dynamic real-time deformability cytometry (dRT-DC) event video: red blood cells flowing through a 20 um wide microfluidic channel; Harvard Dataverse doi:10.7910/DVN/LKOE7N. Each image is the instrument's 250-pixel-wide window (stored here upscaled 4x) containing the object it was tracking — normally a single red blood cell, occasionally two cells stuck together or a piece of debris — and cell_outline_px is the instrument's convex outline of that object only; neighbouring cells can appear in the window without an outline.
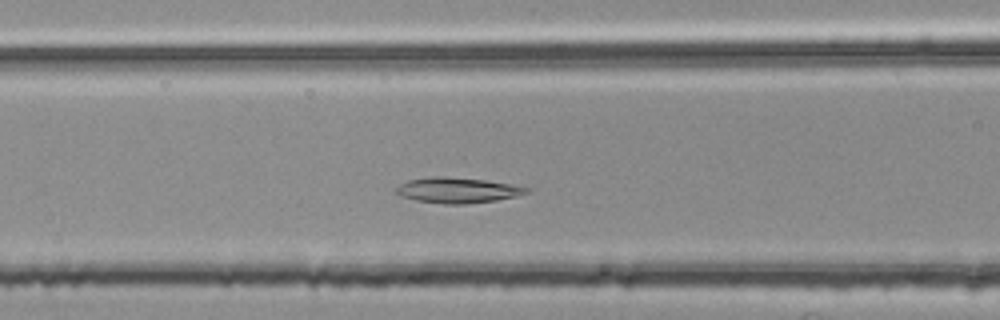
{"species": "common noctule bat (a hibernating species)", "species_latin": "Nyctalus noctula", "temperature_condition": "room temperature", "stored_images_in_passage": 43, "camera_frame_rate_fps": 3000, "um_per_image_px": 0.085, "animal": {"sex": "female", "body_mass_g": 25.1}, "frame": {"image": 1, "passage_image": 15, "time_ms": 4.667, "image_size_px": [1000, 320], "cell_outline_px": [[532, 188], [528, 192], [516, 196], [496, 200], [464, 204], [444, 204], [416, 200], [400, 196], [396, 192], [396, 188], [400, 184], [408, 180], [432, 176], [444, 176], [484, 180]], "centroid_in_image_um": [38.86, 16.17], "position_along_channel_um": 127.7, "area_um2": 19.19}}
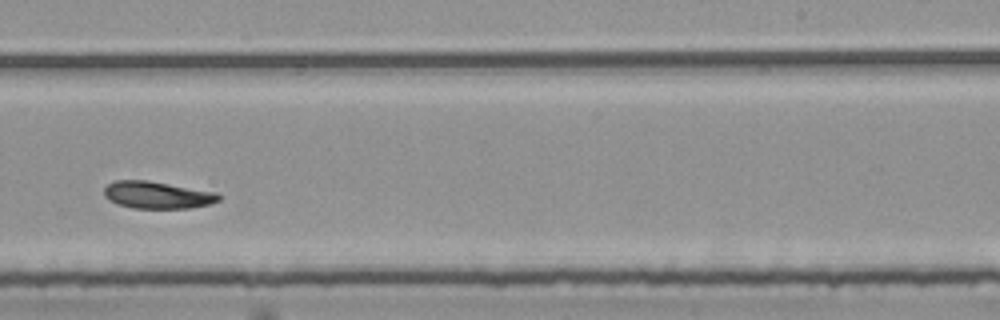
{"frame": {"image": 2, "passage_image": 27, "time_ms": 8.667, "image_size_px": [1000, 320], "cell_outline_px": [[224, 196], [220, 200], [208, 204], [188, 208], [132, 208], [116, 204], [108, 200], [104, 196], [104, 188], [112, 180], [148, 180], [216, 192]], "centroid_in_image_um": [13.35, 16.57], "position_along_channel_um": 275.7, "area_um2": 18.32}}
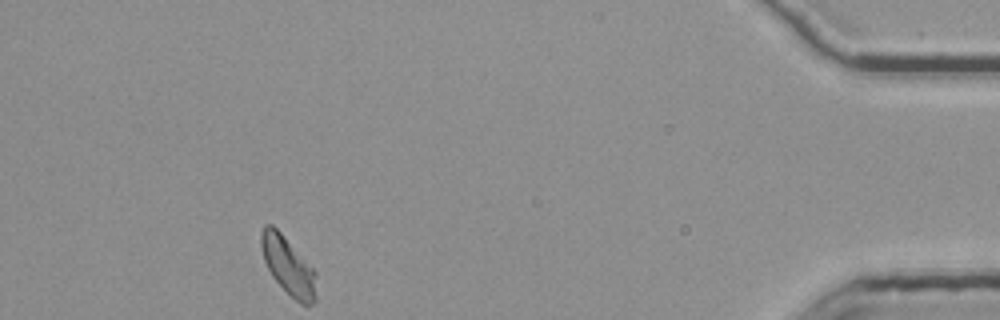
{"frame": {"image": 3, "passage_image": 43, "time_ms": 14.0, "image_size_px": [1000, 320], "cell_outline_px": [[316, 300], [312, 304], [300, 304], [272, 276], [264, 260], [260, 244], [260, 232], [264, 224], [272, 224], [280, 232], [316, 272]], "centroid_in_image_um": [24.48, 22.58], "position_along_channel_um": 410.7, "area_um2": 18.26}, "authors_computed_cell_mechanics": {"area_um2": 18.6694, "velocity_mm_per_s": 3.7194, "shape_relaxation_time_tau1_ms": null, "shape_relaxation_time_tau2_ms": 8.805, "deformation_change_tau1": null, "deformation_change_tau2": 0.136}}